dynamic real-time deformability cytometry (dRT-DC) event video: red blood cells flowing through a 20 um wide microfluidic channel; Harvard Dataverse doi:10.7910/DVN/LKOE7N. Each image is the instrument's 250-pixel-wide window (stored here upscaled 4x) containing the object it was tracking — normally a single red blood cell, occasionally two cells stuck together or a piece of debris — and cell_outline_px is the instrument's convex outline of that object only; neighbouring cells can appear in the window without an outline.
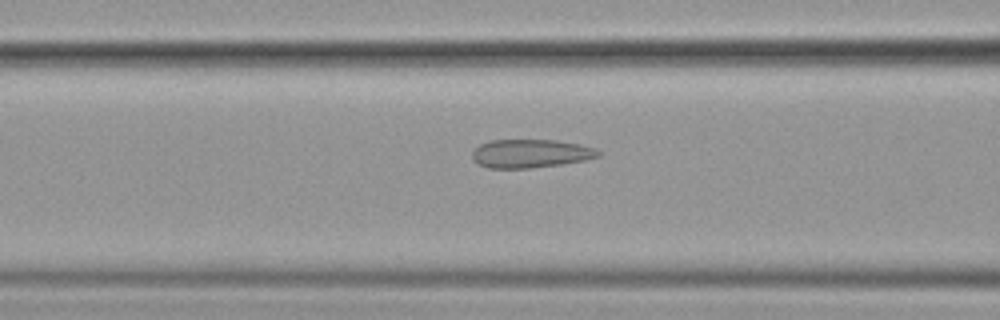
{"species": "common noctule bat (a hibernating species)", "species_latin": "Nyctalus noctula", "temperature_condition": "cold", "stored_images_in_passage": 47, "camera_frame_rate_fps": 3000, "um_per_image_px": 0.085, "animal": {"sex": "female", "body_mass_g": 19.9}, "frame": {"image": 1, "passage_image": 14, "time_ms": 4.333, "image_size_px": [1000, 320], "cell_outline_px": [[600, 156], [584, 160], [560, 164], [528, 168], [488, 168], [476, 164], [472, 160], [472, 152], [480, 144], [492, 140], [556, 140], [580, 144], [596, 148], [600, 152]], "centroid_in_image_um": [45.07, 13.05], "position_along_channel_um": 121.5, "area_um2": 20.92}}
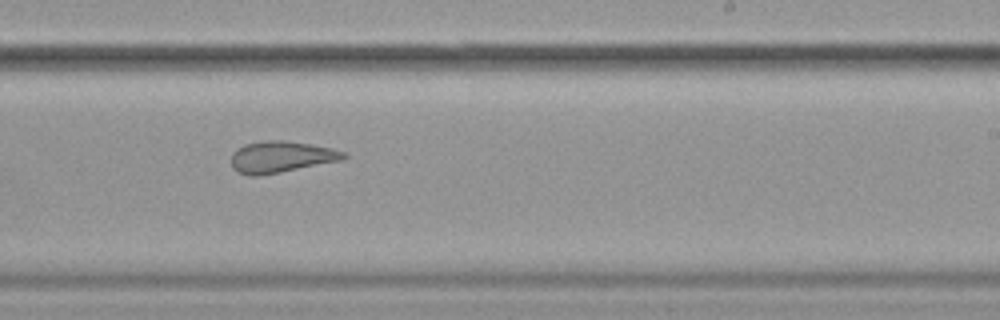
{"frame": {"image": 2, "passage_image": 26, "time_ms": 8.333, "image_size_px": [1000, 320], "cell_outline_px": [[348, 156], [344, 160], [260, 176], [248, 176], [232, 168], [232, 152], [236, 148], [244, 144], [264, 140], [284, 140], [312, 144], [332, 148], [344, 152]], "centroid_in_image_um": [23.9, 13.33], "position_along_channel_um": 265.1, "area_um2": 20.87}}
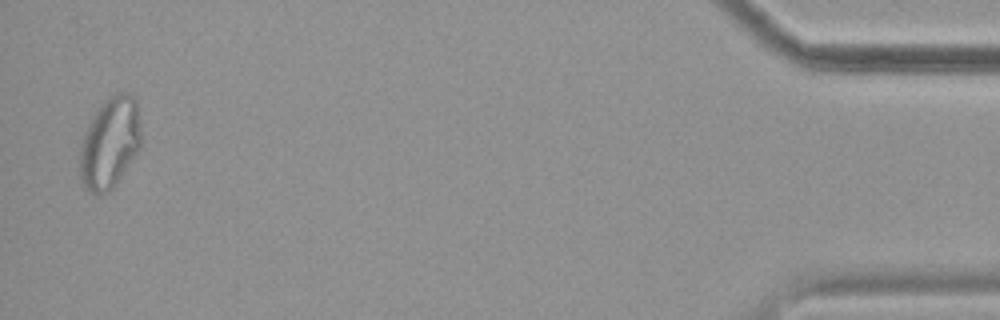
{"frame": {"image": 3, "passage_image": 46, "time_ms": 15.0, "image_size_px": [1000, 320], "cell_outline_px": [[140, 148], [112, 188], [108, 192], [100, 196], [84, 188], [80, 180], [80, 144], [88, 124], [92, 116], [100, 104], [104, 100], [120, 92], [128, 92], [136, 100], [140, 132]], "centroid_in_image_um": [9.31, 12.16], "position_along_channel_um": 425.9, "area_um2": 32.37}, "authors_computed_cell_mechanics": {"area_um2": 22.3686, "velocity_mm_per_s": 3.6008, "shape_relaxation_time_tau1_ms": null, "shape_relaxation_time_tau2_ms": 2.2408, "deformation_change_tau1": null, "deformation_change_tau2": 0.0786}}